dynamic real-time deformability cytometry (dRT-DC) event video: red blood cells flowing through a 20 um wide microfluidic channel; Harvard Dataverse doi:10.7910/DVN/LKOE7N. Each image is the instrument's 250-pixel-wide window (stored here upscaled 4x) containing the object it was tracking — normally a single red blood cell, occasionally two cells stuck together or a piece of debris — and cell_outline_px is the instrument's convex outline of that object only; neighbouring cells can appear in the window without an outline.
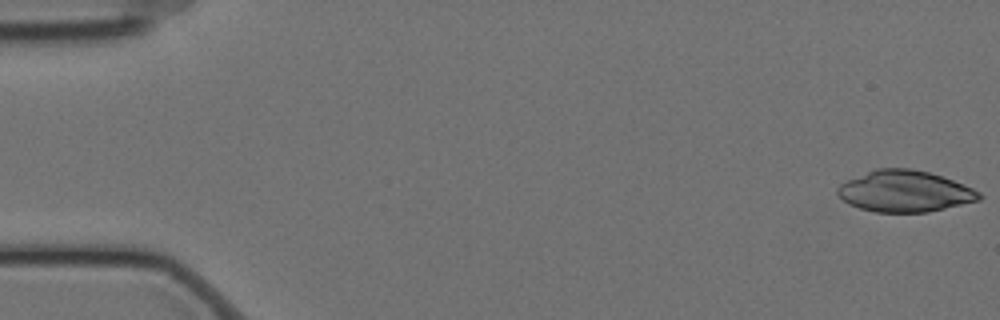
{"species": "Egyptian fruit bat (a non-hibernating species)", "species_latin": "Rousettus aegyptiacus", "temperature_condition": "cold", "stored_images_in_passage": 19, "camera_frame_rate_fps": 3000, "um_per_image_px": 0.085, "animal": {"sex": "female"}, "frame": {"image": 1, "passage_image": 1, "time_ms": 0.0, "image_size_px": [1000, 320], "cell_outline_px": [[984, 196], [980, 200], [928, 212], [876, 212], [860, 208], [848, 204], [836, 192], [836, 188], [840, 184], [848, 180], [876, 168], [912, 168], [928, 172], [952, 180], [972, 188], [980, 192]], "centroid_in_image_um": [76.91, 16.26], "position_along_channel_um": 8.1, "area_um2": 33.93}}